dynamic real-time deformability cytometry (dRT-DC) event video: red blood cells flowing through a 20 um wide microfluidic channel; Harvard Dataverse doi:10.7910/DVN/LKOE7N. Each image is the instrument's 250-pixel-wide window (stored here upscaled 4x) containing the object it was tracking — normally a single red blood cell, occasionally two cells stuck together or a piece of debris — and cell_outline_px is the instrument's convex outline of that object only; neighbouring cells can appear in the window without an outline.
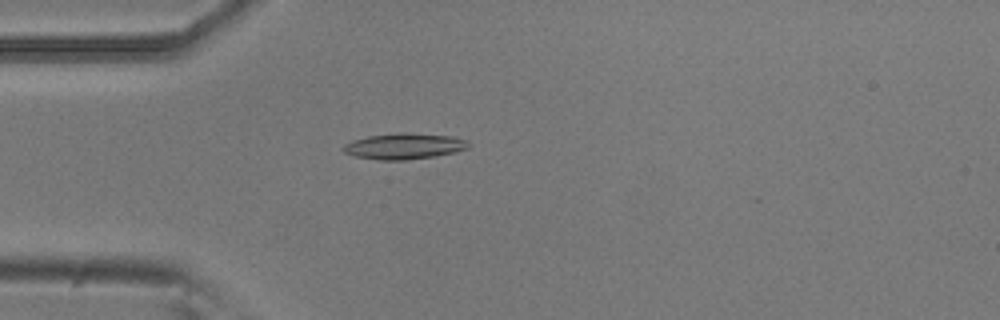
{"species": "common noctule bat (a hibernating species)", "species_latin": "Nyctalus noctula", "temperature_condition": "room temperature", "stored_images_in_passage": 47, "camera_frame_rate_fps": 3000, "um_per_image_px": 0.085, "animal": {"sex": "male", "body_mass_g": 20.5, "forearm_length_mm": 52.5}, "frame": {"image": 1, "passage_image": 12, "time_ms": 3.667, "image_size_px": [1000, 320], "cell_outline_px": [[472, 144], [468, 148], [456, 152], [436, 156], [404, 160], [380, 160], [356, 156], [344, 152], [340, 148], [344, 144], [352, 140], [368, 136], [400, 132], [404, 132], [452, 136], [468, 140]], "centroid_in_image_um": [34.38, 12.42], "position_along_channel_um": 50.6, "area_um2": 19.13}}
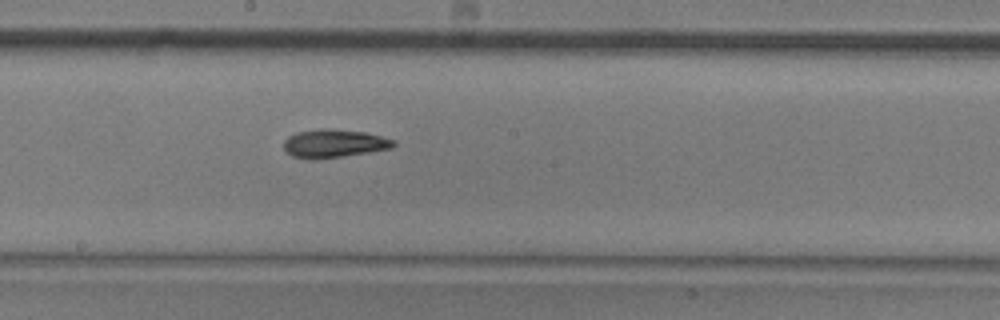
{"frame": {"image": 2, "passage_image": 26, "time_ms": 8.333, "image_size_px": [1000, 320], "cell_outline_px": [[396, 144], [392, 148], [344, 156], [312, 160], [292, 156], [284, 148], [284, 140], [288, 136], [296, 132], [320, 128], [328, 128], [364, 132], [396, 140]], "centroid_in_image_um": [28.38, 12.19], "position_along_channel_um": 219.8, "area_um2": 18.15}}
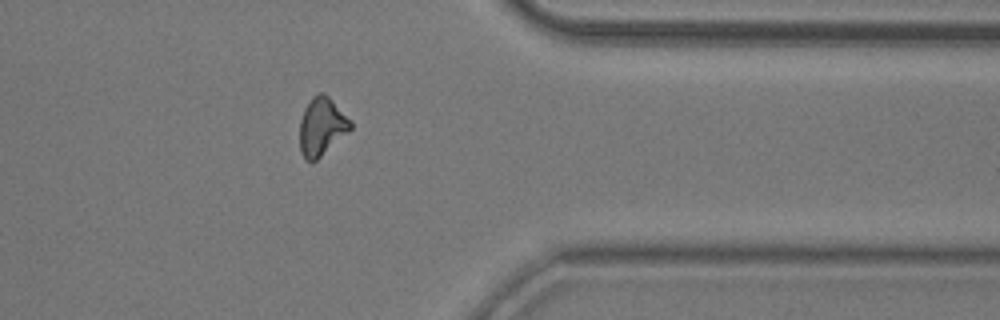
{"frame": {"image": 3, "passage_image": 40, "time_ms": 13.0, "image_size_px": [1000, 320], "cell_outline_px": [[352, 128], [348, 132], [316, 160], [304, 160], [300, 152], [300, 120], [304, 108], [312, 96], [320, 92], [324, 92], [352, 120]], "centroid_in_image_um": [27.34, 10.73], "position_along_channel_um": 384.1, "area_um2": 17.17}, "authors_computed_cell_mechanics": {"area_um2": 17.629, "velocity_mm_per_s": 3.7934, "shape_relaxation_time_tau1_ms": 4.2512, "shape_relaxation_time_tau2_ms": 5.3467, "deformation_change_tau1": 0.171, "deformation_change_tau2": 0.1272}}